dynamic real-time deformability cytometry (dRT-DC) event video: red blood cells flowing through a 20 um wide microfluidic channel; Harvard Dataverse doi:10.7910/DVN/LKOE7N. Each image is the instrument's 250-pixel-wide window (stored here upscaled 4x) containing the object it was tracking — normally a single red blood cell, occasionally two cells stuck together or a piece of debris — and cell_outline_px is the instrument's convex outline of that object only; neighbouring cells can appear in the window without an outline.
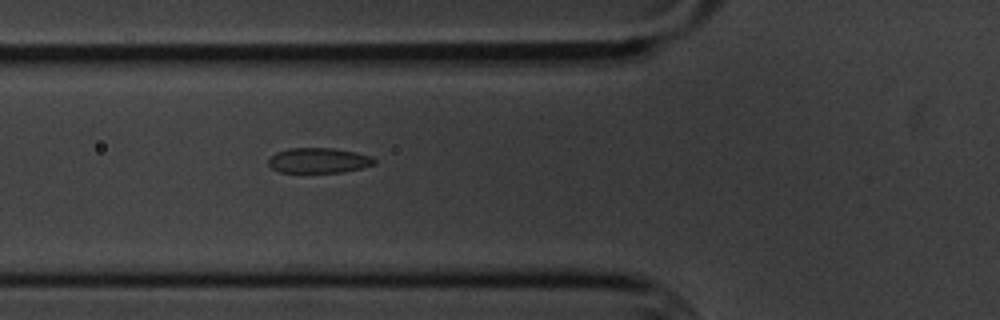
{"species": "common noctule bat (a hibernating species)", "species_latin": "Nyctalus noctula", "temperature_condition": "cold", "stored_images_in_passage": 5, "camera_frame_rate_fps": 3000, "um_per_image_px": 0.085, "animal": {"sex": "male", "body_mass_g": 20.1, "forearm_length_mm": 53.5}, "frame": {"image": 1, "passage_image": 4, "time_ms": 3.333, "image_size_px": [1000, 320], "cell_outline_px": [[376, 164], [344, 172], [280, 172], [272, 168], [268, 164], [268, 160], [276, 152], [288, 148], [332, 148], [356, 152], [372, 156], [376, 160]], "centroid_in_image_um": [27.1, 13.63], "position_along_channel_um": 98.7, "area_um2": 15.55}}